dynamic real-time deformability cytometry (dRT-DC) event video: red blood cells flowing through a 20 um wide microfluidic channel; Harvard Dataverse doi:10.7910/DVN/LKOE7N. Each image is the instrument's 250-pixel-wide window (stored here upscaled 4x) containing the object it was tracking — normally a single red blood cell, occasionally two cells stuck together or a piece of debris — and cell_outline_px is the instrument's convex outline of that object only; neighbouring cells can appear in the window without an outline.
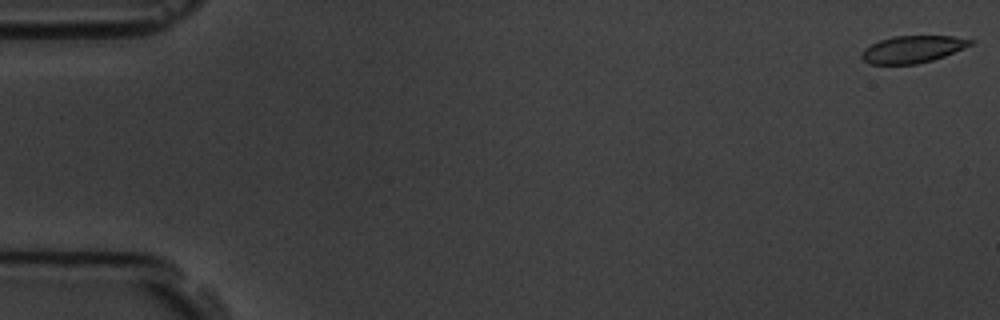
{"species": "common noctule bat (a hibernating species)", "species_latin": "Nyctalus noctula", "temperature_condition": "room temperature", "stored_images_in_passage": 57, "camera_frame_rate_fps": 3000, "um_per_image_px": 0.085, "animal": {"sex": "male", "body_mass_g": 19.5, "forearm_length_mm": 54.6}, "frame": {"image": 1, "passage_image": 1, "time_ms": 0.0, "image_size_px": [1000, 320], "cell_outline_px": [[976, 40], [972, 44], [964, 48], [944, 56], [932, 60], [916, 64], [868, 64], [860, 56], [864, 48], [880, 40], [892, 36], [952, 36]], "centroid_in_image_um": [77.57, 4.18], "position_along_channel_um": 7.4, "area_um2": 17.17}}
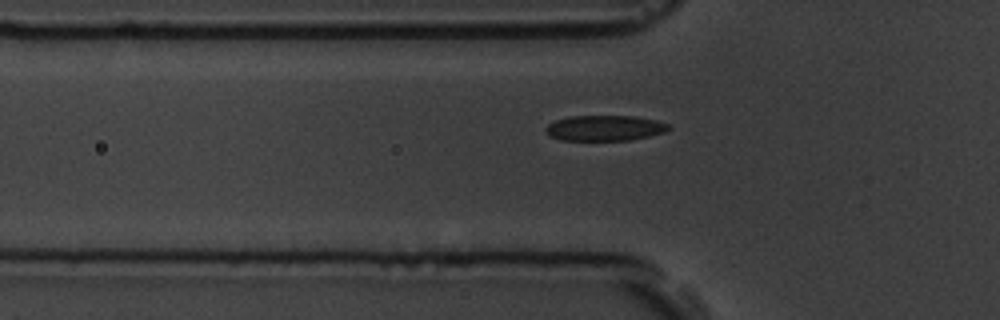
{"frame": {"image": 2, "passage_image": 19, "time_ms": 6.0, "image_size_px": [1000, 320], "cell_outline_px": [[672, 128], [664, 132], [648, 136], [628, 140], [560, 140], [544, 132], [544, 128], [548, 124], [556, 120], [568, 116], [632, 116], [656, 120], [668, 124]], "centroid_in_image_um": [51.37, 10.88], "position_along_channel_um": 74.4, "area_um2": 18.21}}
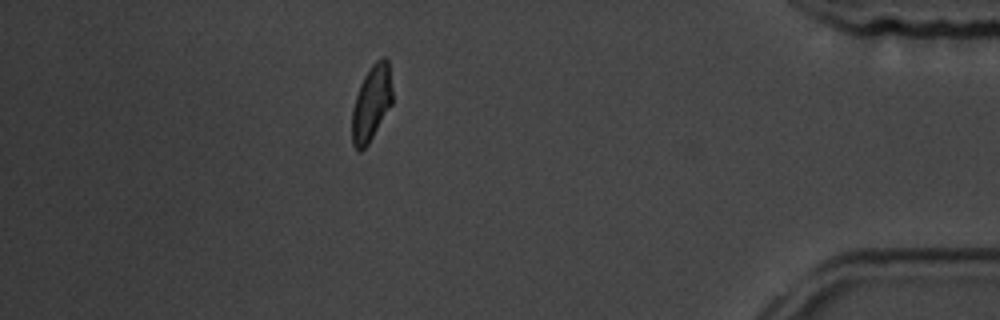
{"frame": {"image": 3, "passage_image": 50, "time_ms": 16.333, "image_size_px": [1000, 320], "cell_outline_px": [[392, 104], [368, 144], [360, 152], [352, 144], [352, 108], [360, 84], [364, 76], [372, 64], [376, 60], [384, 56], [388, 60], [392, 88]], "centroid_in_image_um": [31.57, 8.75], "position_along_channel_um": 403.6, "area_um2": 17.74}, "authors_computed_cell_mechanics": {"area_um2": 18.6116, "velocity_mm_per_s": 3.6175, "shape_relaxation_time_tau1_ms": 4.0028, "shape_relaxation_time_tau2_ms": 1.4595, "deformation_change_tau1": 0.1224, "deformation_change_tau2": 0.0764}}